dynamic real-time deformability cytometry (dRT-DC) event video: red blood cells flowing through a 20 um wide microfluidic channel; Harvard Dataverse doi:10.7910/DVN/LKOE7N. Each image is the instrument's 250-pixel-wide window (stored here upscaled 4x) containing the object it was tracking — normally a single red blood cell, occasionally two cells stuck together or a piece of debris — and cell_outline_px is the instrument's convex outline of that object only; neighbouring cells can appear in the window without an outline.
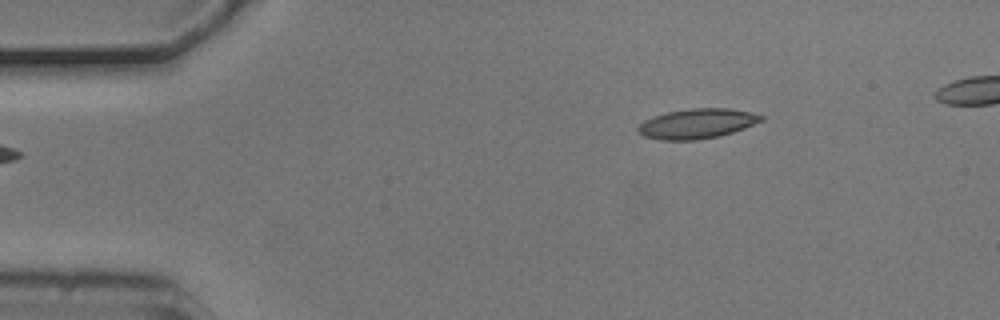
{"species": "common noctule bat (a hibernating species)", "species_latin": "Nyctalus noctula", "temperature_condition": "cold", "stored_images_in_passage": 3, "camera_frame_rate_fps": 3000, "um_per_image_px": 0.085, "animal": {"sex": "male", "body_mass_g": 20.5, "forearm_length_mm": 52.5}, "frame": {"image": 1, "passage_image": 3, "time_ms": 0.667, "image_size_px": [1000, 320], "cell_outline_px": [[764, 120], [744, 128], [720, 136], [696, 140], [660, 140], [644, 136], [636, 132], [636, 128], [644, 120], [652, 116], [668, 112], [692, 108], [728, 108], [748, 112], [764, 116]], "centroid_in_image_um": [59.21, 10.51], "position_along_channel_um": 25.8, "area_um2": 21.44}}